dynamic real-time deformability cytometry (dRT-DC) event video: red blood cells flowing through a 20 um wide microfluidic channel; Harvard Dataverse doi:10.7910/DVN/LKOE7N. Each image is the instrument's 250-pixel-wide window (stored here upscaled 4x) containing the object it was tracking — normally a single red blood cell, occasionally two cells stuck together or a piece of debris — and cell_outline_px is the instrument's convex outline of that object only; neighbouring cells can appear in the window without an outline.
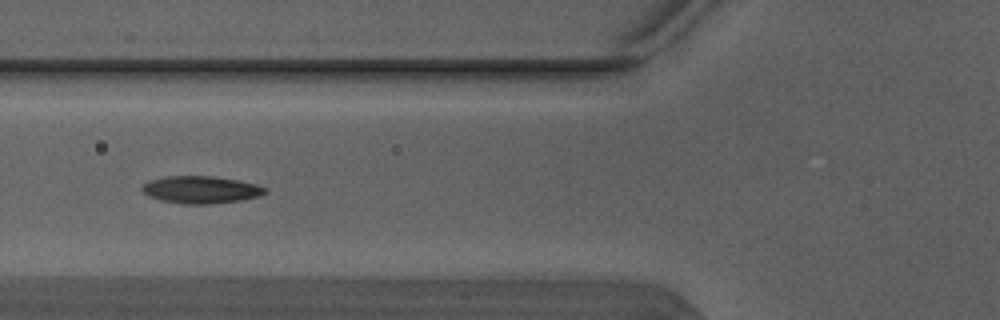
{"species": "Egyptian fruit bat (a non-hibernating species)", "species_latin": "Rousettus aegyptiacus", "temperature_condition": "warm", "stored_images_in_passage": 6, "camera_frame_rate_fps": 3000, "um_per_image_px": 0.085, "animal": {"sex": "male"}, "frame": {"image": 1, "passage_image": 6, "time_ms": 1.667, "image_size_px": [1000, 320], "cell_outline_px": [[268, 192], [260, 196], [244, 200], [208, 204], [180, 204], [160, 200], [148, 196], [140, 188], [148, 180], [164, 176], [212, 176], [236, 180], [256, 184], [268, 188]], "centroid_in_image_um": [17.08, 16.13], "position_along_channel_um": 108.7, "area_um2": 19.83}}